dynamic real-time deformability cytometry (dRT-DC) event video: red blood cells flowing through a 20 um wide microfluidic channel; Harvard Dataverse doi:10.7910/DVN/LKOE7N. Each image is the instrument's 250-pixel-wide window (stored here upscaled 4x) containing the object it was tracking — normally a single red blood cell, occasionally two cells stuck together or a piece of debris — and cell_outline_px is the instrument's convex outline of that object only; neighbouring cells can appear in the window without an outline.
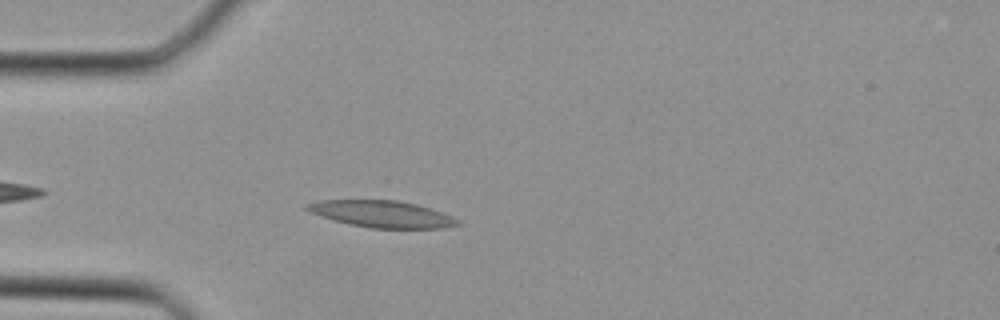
{"species": "Egyptian fruit bat (a non-hibernating species)", "species_latin": "Rousettus aegyptiacus", "temperature_condition": "cold", "stored_images_in_passage": 29, "camera_frame_rate_fps": 3000, "um_per_image_px": 0.085, "animal": {"sex": "female"}, "frame": {"image": 1, "passage_image": 3, "time_ms": 0.667, "image_size_px": [1000, 320], "cell_outline_px": [[460, 224], [440, 228], [372, 228], [348, 224], [312, 212], [304, 208], [304, 204], [320, 200], [396, 200], [416, 204], [452, 216], [460, 220]], "centroid_in_image_um": [32.46, 18.18], "position_along_channel_um": 52.5, "area_um2": 23.12}}
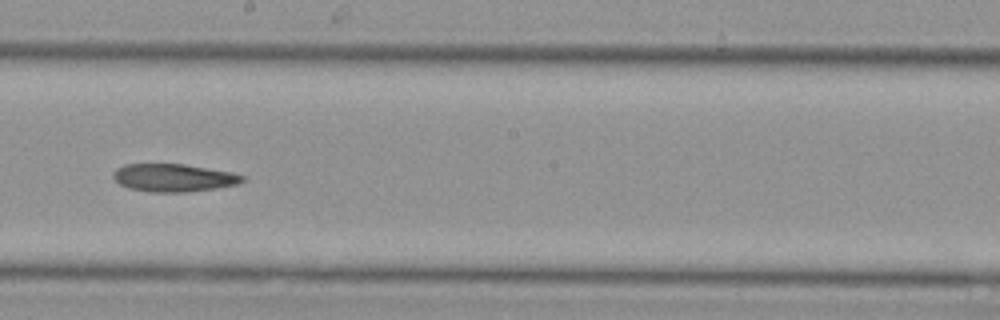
{"frame": {"image": 2, "passage_image": 14, "time_ms": 4.333, "image_size_px": [1000, 320], "cell_outline_px": [[244, 180], [236, 184], [216, 188], [184, 192], [152, 192], [128, 188], [120, 184], [112, 176], [112, 172], [116, 168], [124, 164], [184, 164], [232, 172], [244, 176]], "centroid_in_image_um": [14.72, 15.1], "position_along_channel_um": 233.5, "area_um2": 20.87}}
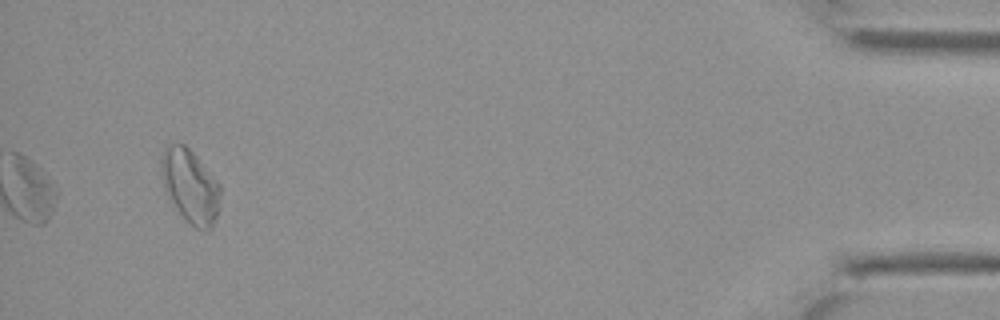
{"frame": {"image": 3, "passage_image": 29, "time_ms": 9.333, "image_size_px": [1000, 320], "cell_outline_px": [[220, 192], [216, 216], [212, 228], [196, 228], [188, 224], [176, 208], [168, 196], [164, 188], [160, 172], [160, 160], [164, 148], [168, 144], [184, 144], [196, 156], [220, 184]], "centroid_in_image_um": [16.13, 15.8], "position_along_channel_um": 419.1, "area_um2": 25.09}}